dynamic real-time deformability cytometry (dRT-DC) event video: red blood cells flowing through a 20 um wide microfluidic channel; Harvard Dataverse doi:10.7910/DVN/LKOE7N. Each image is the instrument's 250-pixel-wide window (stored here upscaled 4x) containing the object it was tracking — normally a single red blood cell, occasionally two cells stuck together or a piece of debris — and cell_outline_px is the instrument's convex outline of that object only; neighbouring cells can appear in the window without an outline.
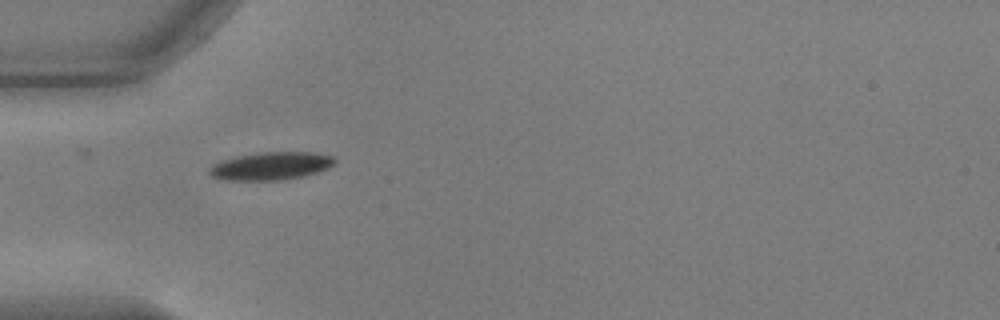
{"species": "common noctule bat (a hibernating species)", "species_latin": "Nyctalus noctula", "temperature_condition": "warm", "stored_images_in_passage": 4, "camera_frame_rate_fps": 3000, "um_per_image_px": 0.085, "animal": {"sex": "male", "body_mass_g": 17.9, "forearm_length_mm": 54.2}, "frame": {"image": 1, "passage_image": 1, "time_ms": 0.0, "image_size_px": [1000, 320], "cell_outline_px": [[336, 164], [328, 168], [304, 176], [280, 180], [224, 180], [212, 176], [208, 172], [208, 168], [212, 164], [224, 160], [240, 156], [264, 152], [316, 152], [332, 156], [336, 160]], "centroid_in_image_um": [23.06, 14.11], "position_along_channel_um": 61.9, "area_um2": 20.29}}